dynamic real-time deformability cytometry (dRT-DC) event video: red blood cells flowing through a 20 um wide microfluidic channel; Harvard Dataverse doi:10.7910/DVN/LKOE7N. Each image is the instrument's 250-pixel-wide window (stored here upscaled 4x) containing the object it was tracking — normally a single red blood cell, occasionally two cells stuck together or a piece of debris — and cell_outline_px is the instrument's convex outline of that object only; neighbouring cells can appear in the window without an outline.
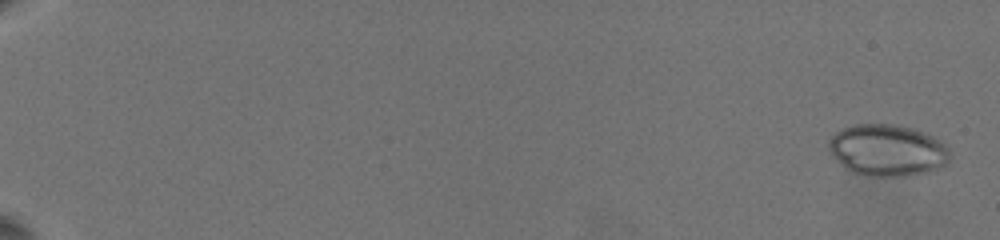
{"species": "common noctule bat (a hibernating species)", "species_latin": "Nyctalus noctula", "temperature_condition": "warm", "stored_images_in_passage": 42, "camera_frame_rate_fps": 3000, "um_per_image_px": 0.085, "animal": {"sex": "female", "body_mass_g": 19.5, "forearm_length_mm": 54.1}, "frame": {"image": 1, "passage_image": 1, "time_ms": 0.0, "image_size_px": [1000, 240], "cell_outline_px": [[948, 164], [936, 168], [904, 176], [864, 176], [852, 172], [844, 168], [832, 156], [828, 148], [828, 144], [832, 136], [836, 132], [844, 128], [856, 124], [892, 124], [912, 128], [932, 136], [940, 140], [948, 148]], "centroid_in_image_um": [75.38, 12.77], "position_along_channel_um": 9.6, "area_um2": 36.18}}
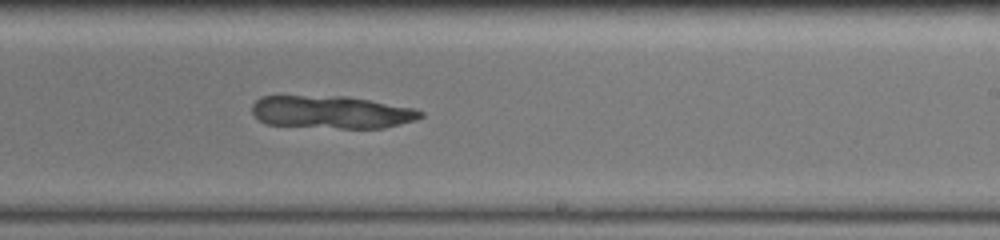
{"frame": {"image": 2, "passage_image": 29, "time_ms": 13.333, "image_size_px": [1000, 240], "cell_outline_px": [[424, 116], [416, 120], [384, 128], [340, 128], [268, 124], [260, 120], [252, 112], [252, 104], [260, 96], [348, 96], [416, 108], [424, 112]], "centroid_in_image_um": [28.23, 9.52], "position_along_channel_um": 260.8, "area_um2": 32.19}}
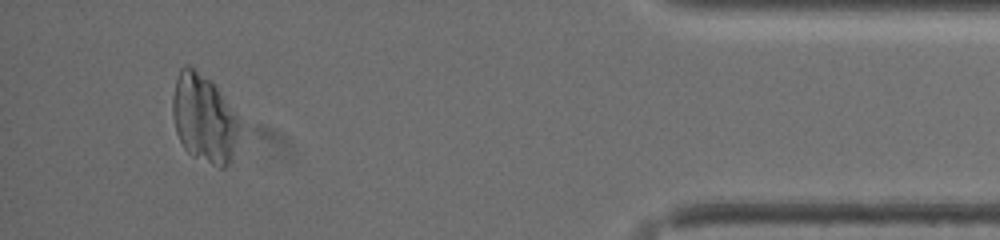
{"frame": {"image": 3, "passage_image": 41, "time_ms": 19.0, "image_size_px": [1000, 240], "cell_outline_px": [[240, 124], [232, 160], [224, 168], [220, 168], [192, 156], [184, 148], [176, 132], [172, 116], [172, 96], [176, 80], [180, 68], [184, 64], [188, 64], [212, 80], [236, 116]], "centroid_in_image_um": [17.31, 10.06], "position_along_channel_um": 417.9, "area_um2": 34.39}}